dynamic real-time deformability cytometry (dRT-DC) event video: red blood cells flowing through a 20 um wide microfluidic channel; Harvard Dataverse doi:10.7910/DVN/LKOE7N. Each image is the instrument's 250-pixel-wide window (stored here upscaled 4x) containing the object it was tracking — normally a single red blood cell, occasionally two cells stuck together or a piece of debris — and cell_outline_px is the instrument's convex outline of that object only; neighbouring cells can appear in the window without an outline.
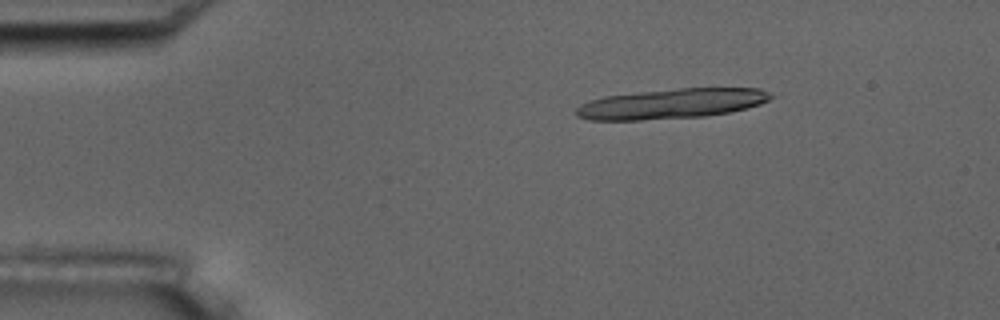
{"species": "common noctule bat (a hibernating species)", "species_latin": "Nyctalus noctula", "temperature_condition": "room temperature", "stored_images_in_passage": 6, "camera_frame_rate_fps": 3000, "um_per_image_px": 0.085, "animal": {"sex": "male", "body_mass_g": 17.5, "forearm_length_mm": 52.3}, "frame": {"image": 1, "passage_image": 2, "time_ms": 1.0, "image_size_px": [1000, 320], "cell_outline_px": [[772, 96], [768, 100], [760, 104], [728, 112], [704, 116], [640, 120], [588, 120], [576, 116], [576, 108], [580, 104], [588, 100], [604, 96], [640, 92], [680, 88], [760, 88], [768, 92]], "centroid_in_image_um": [57.02, 8.81], "position_along_channel_um": 28.0, "area_um2": 33.81}}